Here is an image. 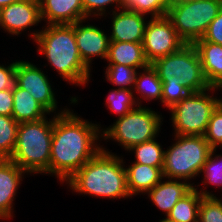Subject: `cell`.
Masks as SVG:
<instances>
[{
	"instance_id": "6da1fadb",
	"label": "cell",
	"mask_w": 222,
	"mask_h": 222,
	"mask_svg": "<svg viewBox=\"0 0 222 222\" xmlns=\"http://www.w3.org/2000/svg\"><path fill=\"white\" fill-rule=\"evenodd\" d=\"M72 111L65 108L53 117L50 175H55L62 183L102 149L97 143L102 137L101 126Z\"/></svg>"
},
{
	"instance_id": "7a4b0ae2",
	"label": "cell",
	"mask_w": 222,
	"mask_h": 222,
	"mask_svg": "<svg viewBox=\"0 0 222 222\" xmlns=\"http://www.w3.org/2000/svg\"><path fill=\"white\" fill-rule=\"evenodd\" d=\"M40 32L33 31L28 36L38 45L37 51L45 55L48 63L64 80L86 86L90 81V70L82 61L76 39L74 24L43 26Z\"/></svg>"
},
{
	"instance_id": "3957f363",
	"label": "cell",
	"mask_w": 222,
	"mask_h": 222,
	"mask_svg": "<svg viewBox=\"0 0 222 222\" xmlns=\"http://www.w3.org/2000/svg\"><path fill=\"white\" fill-rule=\"evenodd\" d=\"M102 149L82 168L76 171L66 184L80 194L108 199L131 197L126 179L123 158Z\"/></svg>"
},
{
	"instance_id": "277c9868",
	"label": "cell",
	"mask_w": 222,
	"mask_h": 222,
	"mask_svg": "<svg viewBox=\"0 0 222 222\" xmlns=\"http://www.w3.org/2000/svg\"><path fill=\"white\" fill-rule=\"evenodd\" d=\"M53 119L19 123L14 152L9 158L26 174H50Z\"/></svg>"
},
{
	"instance_id": "5b68a950",
	"label": "cell",
	"mask_w": 222,
	"mask_h": 222,
	"mask_svg": "<svg viewBox=\"0 0 222 222\" xmlns=\"http://www.w3.org/2000/svg\"><path fill=\"white\" fill-rule=\"evenodd\" d=\"M175 143L165 150L163 176L168 179H190L201 174L213 149L204 136L174 135Z\"/></svg>"
},
{
	"instance_id": "8992f818",
	"label": "cell",
	"mask_w": 222,
	"mask_h": 222,
	"mask_svg": "<svg viewBox=\"0 0 222 222\" xmlns=\"http://www.w3.org/2000/svg\"><path fill=\"white\" fill-rule=\"evenodd\" d=\"M222 9V0L170 1L167 17L186 44L202 39L210 23Z\"/></svg>"
},
{
	"instance_id": "52a82bcc",
	"label": "cell",
	"mask_w": 222,
	"mask_h": 222,
	"mask_svg": "<svg viewBox=\"0 0 222 222\" xmlns=\"http://www.w3.org/2000/svg\"><path fill=\"white\" fill-rule=\"evenodd\" d=\"M162 115L148 107L138 105L126 115L119 117L108 128H102L101 138L111 139L129 150L132 146L155 139L160 132ZM105 129V130H104Z\"/></svg>"
},
{
	"instance_id": "ba28073f",
	"label": "cell",
	"mask_w": 222,
	"mask_h": 222,
	"mask_svg": "<svg viewBox=\"0 0 222 222\" xmlns=\"http://www.w3.org/2000/svg\"><path fill=\"white\" fill-rule=\"evenodd\" d=\"M215 89L218 91L219 88L191 92L170 108L175 135L204 136L213 111L222 102V98L210 95L209 92Z\"/></svg>"
},
{
	"instance_id": "9c48e42d",
	"label": "cell",
	"mask_w": 222,
	"mask_h": 222,
	"mask_svg": "<svg viewBox=\"0 0 222 222\" xmlns=\"http://www.w3.org/2000/svg\"><path fill=\"white\" fill-rule=\"evenodd\" d=\"M151 65L162 82L176 76L191 92H201L210 88L194 44H185L178 51L155 60Z\"/></svg>"
},
{
	"instance_id": "30bf717a",
	"label": "cell",
	"mask_w": 222,
	"mask_h": 222,
	"mask_svg": "<svg viewBox=\"0 0 222 222\" xmlns=\"http://www.w3.org/2000/svg\"><path fill=\"white\" fill-rule=\"evenodd\" d=\"M185 44L167 16L153 17L148 20L142 46L149 64L178 51Z\"/></svg>"
},
{
	"instance_id": "8fae6325",
	"label": "cell",
	"mask_w": 222,
	"mask_h": 222,
	"mask_svg": "<svg viewBox=\"0 0 222 222\" xmlns=\"http://www.w3.org/2000/svg\"><path fill=\"white\" fill-rule=\"evenodd\" d=\"M15 83L27 90L50 114L57 109V100L52 85L43 71L27 61H17Z\"/></svg>"
},
{
	"instance_id": "7c38bea8",
	"label": "cell",
	"mask_w": 222,
	"mask_h": 222,
	"mask_svg": "<svg viewBox=\"0 0 222 222\" xmlns=\"http://www.w3.org/2000/svg\"><path fill=\"white\" fill-rule=\"evenodd\" d=\"M85 20L74 23V36L82 61L91 69L92 58L107 59L110 37L95 25L89 23L84 26Z\"/></svg>"
},
{
	"instance_id": "4fadbf2b",
	"label": "cell",
	"mask_w": 222,
	"mask_h": 222,
	"mask_svg": "<svg viewBox=\"0 0 222 222\" xmlns=\"http://www.w3.org/2000/svg\"><path fill=\"white\" fill-rule=\"evenodd\" d=\"M41 21L40 4L34 1L19 0L1 9L0 27L12 35L17 36Z\"/></svg>"
},
{
	"instance_id": "5bb4252c",
	"label": "cell",
	"mask_w": 222,
	"mask_h": 222,
	"mask_svg": "<svg viewBox=\"0 0 222 222\" xmlns=\"http://www.w3.org/2000/svg\"><path fill=\"white\" fill-rule=\"evenodd\" d=\"M120 10L112 11L110 41L142 43L148 22L145 21V15L130 10Z\"/></svg>"
},
{
	"instance_id": "9a60e30c",
	"label": "cell",
	"mask_w": 222,
	"mask_h": 222,
	"mask_svg": "<svg viewBox=\"0 0 222 222\" xmlns=\"http://www.w3.org/2000/svg\"><path fill=\"white\" fill-rule=\"evenodd\" d=\"M41 19L47 25L74 24L85 19L82 0H42Z\"/></svg>"
},
{
	"instance_id": "2e32d148",
	"label": "cell",
	"mask_w": 222,
	"mask_h": 222,
	"mask_svg": "<svg viewBox=\"0 0 222 222\" xmlns=\"http://www.w3.org/2000/svg\"><path fill=\"white\" fill-rule=\"evenodd\" d=\"M12 160L8 159L0 166V219H9L13 216V201L17 190L25 175ZM23 177V178H22Z\"/></svg>"
},
{
	"instance_id": "e0dca14e",
	"label": "cell",
	"mask_w": 222,
	"mask_h": 222,
	"mask_svg": "<svg viewBox=\"0 0 222 222\" xmlns=\"http://www.w3.org/2000/svg\"><path fill=\"white\" fill-rule=\"evenodd\" d=\"M194 188L193 184L181 179L162 180L146 194L152 203L167 215L176 203Z\"/></svg>"
},
{
	"instance_id": "ac0fdd59",
	"label": "cell",
	"mask_w": 222,
	"mask_h": 222,
	"mask_svg": "<svg viewBox=\"0 0 222 222\" xmlns=\"http://www.w3.org/2000/svg\"><path fill=\"white\" fill-rule=\"evenodd\" d=\"M201 59L202 71L210 87L222 88V45L209 41L194 43Z\"/></svg>"
},
{
	"instance_id": "d6986e66",
	"label": "cell",
	"mask_w": 222,
	"mask_h": 222,
	"mask_svg": "<svg viewBox=\"0 0 222 222\" xmlns=\"http://www.w3.org/2000/svg\"><path fill=\"white\" fill-rule=\"evenodd\" d=\"M127 187L131 196L146 194L153 189L161 180H164L161 168L143 165L140 163L131 164L125 168Z\"/></svg>"
},
{
	"instance_id": "ffe728a7",
	"label": "cell",
	"mask_w": 222,
	"mask_h": 222,
	"mask_svg": "<svg viewBox=\"0 0 222 222\" xmlns=\"http://www.w3.org/2000/svg\"><path fill=\"white\" fill-rule=\"evenodd\" d=\"M109 64H123L136 70L146 68V59L142 43L110 41L107 59Z\"/></svg>"
},
{
	"instance_id": "44dd1931",
	"label": "cell",
	"mask_w": 222,
	"mask_h": 222,
	"mask_svg": "<svg viewBox=\"0 0 222 222\" xmlns=\"http://www.w3.org/2000/svg\"><path fill=\"white\" fill-rule=\"evenodd\" d=\"M50 113L28 92L16 83L13 87L12 117L17 123L37 121Z\"/></svg>"
},
{
	"instance_id": "7402d4cb",
	"label": "cell",
	"mask_w": 222,
	"mask_h": 222,
	"mask_svg": "<svg viewBox=\"0 0 222 222\" xmlns=\"http://www.w3.org/2000/svg\"><path fill=\"white\" fill-rule=\"evenodd\" d=\"M203 196H214L207 190L194 188L181 198L167 217L175 222H198V210Z\"/></svg>"
},
{
	"instance_id": "603a6c76",
	"label": "cell",
	"mask_w": 222,
	"mask_h": 222,
	"mask_svg": "<svg viewBox=\"0 0 222 222\" xmlns=\"http://www.w3.org/2000/svg\"><path fill=\"white\" fill-rule=\"evenodd\" d=\"M140 74L137 72L135 75V82L133 92L136 91L141 98L148 100H160L162 97V81L159 79L156 70L150 64L142 69Z\"/></svg>"
},
{
	"instance_id": "cb8c5ba5",
	"label": "cell",
	"mask_w": 222,
	"mask_h": 222,
	"mask_svg": "<svg viewBox=\"0 0 222 222\" xmlns=\"http://www.w3.org/2000/svg\"><path fill=\"white\" fill-rule=\"evenodd\" d=\"M127 151H133L135 156V163L148 165L157 168H163L165 150H163L157 139H153L141 144L132 146Z\"/></svg>"
},
{
	"instance_id": "d4e9b609",
	"label": "cell",
	"mask_w": 222,
	"mask_h": 222,
	"mask_svg": "<svg viewBox=\"0 0 222 222\" xmlns=\"http://www.w3.org/2000/svg\"><path fill=\"white\" fill-rule=\"evenodd\" d=\"M132 91L133 89L124 88H115L110 90L105 104L112 113L118 115L117 118L126 115L132 109H135L138 105H141V99H139V97L136 99V97L133 95L134 92Z\"/></svg>"
},
{
	"instance_id": "484cf974",
	"label": "cell",
	"mask_w": 222,
	"mask_h": 222,
	"mask_svg": "<svg viewBox=\"0 0 222 222\" xmlns=\"http://www.w3.org/2000/svg\"><path fill=\"white\" fill-rule=\"evenodd\" d=\"M170 0H122L121 8L153 17L166 16Z\"/></svg>"
},
{
	"instance_id": "4316f807",
	"label": "cell",
	"mask_w": 222,
	"mask_h": 222,
	"mask_svg": "<svg viewBox=\"0 0 222 222\" xmlns=\"http://www.w3.org/2000/svg\"><path fill=\"white\" fill-rule=\"evenodd\" d=\"M136 73L135 68L123 64H108L105 76L107 81L118 88L133 89Z\"/></svg>"
},
{
	"instance_id": "83f0119b",
	"label": "cell",
	"mask_w": 222,
	"mask_h": 222,
	"mask_svg": "<svg viewBox=\"0 0 222 222\" xmlns=\"http://www.w3.org/2000/svg\"><path fill=\"white\" fill-rule=\"evenodd\" d=\"M191 91L182 84L181 80L176 76L167 78L162 82L161 103L170 109L183 98L187 97Z\"/></svg>"
},
{
	"instance_id": "f1b7e54d",
	"label": "cell",
	"mask_w": 222,
	"mask_h": 222,
	"mask_svg": "<svg viewBox=\"0 0 222 222\" xmlns=\"http://www.w3.org/2000/svg\"><path fill=\"white\" fill-rule=\"evenodd\" d=\"M18 125L12 116L0 115V151L8 158L14 152Z\"/></svg>"
},
{
	"instance_id": "f546056e",
	"label": "cell",
	"mask_w": 222,
	"mask_h": 222,
	"mask_svg": "<svg viewBox=\"0 0 222 222\" xmlns=\"http://www.w3.org/2000/svg\"><path fill=\"white\" fill-rule=\"evenodd\" d=\"M222 199L203 196L198 210V222H222Z\"/></svg>"
},
{
	"instance_id": "4dcf8cb0",
	"label": "cell",
	"mask_w": 222,
	"mask_h": 222,
	"mask_svg": "<svg viewBox=\"0 0 222 222\" xmlns=\"http://www.w3.org/2000/svg\"><path fill=\"white\" fill-rule=\"evenodd\" d=\"M216 149H212L201 173L204 174L203 184H213L217 188L222 186V155L215 154Z\"/></svg>"
},
{
	"instance_id": "1f68e13d",
	"label": "cell",
	"mask_w": 222,
	"mask_h": 222,
	"mask_svg": "<svg viewBox=\"0 0 222 222\" xmlns=\"http://www.w3.org/2000/svg\"><path fill=\"white\" fill-rule=\"evenodd\" d=\"M205 139L213 149L222 146V102L213 111L208 122Z\"/></svg>"
},
{
	"instance_id": "d6a6232c",
	"label": "cell",
	"mask_w": 222,
	"mask_h": 222,
	"mask_svg": "<svg viewBox=\"0 0 222 222\" xmlns=\"http://www.w3.org/2000/svg\"><path fill=\"white\" fill-rule=\"evenodd\" d=\"M121 2L122 0H82L84 17L85 19H88L90 16H103L106 14V9H108L107 6H113V3L116 6L115 10L122 9Z\"/></svg>"
},
{
	"instance_id": "836d02e7",
	"label": "cell",
	"mask_w": 222,
	"mask_h": 222,
	"mask_svg": "<svg viewBox=\"0 0 222 222\" xmlns=\"http://www.w3.org/2000/svg\"><path fill=\"white\" fill-rule=\"evenodd\" d=\"M197 41H209L222 45V9L210 23L203 38Z\"/></svg>"
},
{
	"instance_id": "e575fe53",
	"label": "cell",
	"mask_w": 222,
	"mask_h": 222,
	"mask_svg": "<svg viewBox=\"0 0 222 222\" xmlns=\"http://www.w3.org/2000/svg\"><path fill=\"white\" fill-rule=\"evenodd\" d=\"M16 62L8 66L0 65V91L13 89L15 85Z\"/></svg>"
},
{
	"instance_id": "d590c367",
	"label": "cell",
	"mask_w": 222,
	"mask_h": 222,
	"mask_svg": "<svg viewBox=\"0 0 222 222\" xmlns=\"http://www.w3.org/2000/svg\"><path fill=\"white\" fill-rule=\"evenodd\" d=\"M13 110V89L0 91V115L11 116Z\"/></svg>"
},
{
	"instance_id": "8d00e7d4",
	"label": "cell",
	"mask_w": 222,
	"mask_h": 222,
	"mask_svg": "<svg viewBox=\"0 0 222 222\" xmlns=\"http://www.w3.org/2000/svg\"><path fill=\"white\" fill-rule=\"evenodd\" d=\"M17 1L19 0H0V9Z\"/></svg>"
},
{
	"instance_id": "74e56055",
	"label": "cell",
	"mask_w": 222,
	"mask_h": 222,
	"mask_svg": "<svg viewBox=\"0 0 222 222\" xmlns=\"http://www.w3.org/2000/svg\"><path fill=\"white\" fill-rule=\"evenodd\" d=\"M9 158L3 153L0 151V166L5 163Z\"/></svg>"
},
{
	"instance_id": "f35d334b",
	"label": "cell",
	"mask_w": 222,
	"mask_h": 222,
	"mask_svg": "<svg viewBox=\"0 0 222 222\" xmlns=\"http://www.w3.org/2000/svg\"><path fill=\"white\" fill-rule=\"evenodd\" d=\"M159 222H175V221L170 220L168 217H166L165 219L163 218V220H160Z\"/></svg>"
},
{
	"instance_id": "ab89813d",
	"label": "cell",
	"mask_w": 222,
	"mask_h": 222,
	"mask_svg": "<svg viewBox=\"0 0 222 222\" xmlns=\"http://www.w3.org/2000/svg\"><path fill=\"white\" fill-rule=\"evenodd\" d=\"M30 1H34V2L40 3L42 0H30Z\"/></svg>"
}]
</instances>
